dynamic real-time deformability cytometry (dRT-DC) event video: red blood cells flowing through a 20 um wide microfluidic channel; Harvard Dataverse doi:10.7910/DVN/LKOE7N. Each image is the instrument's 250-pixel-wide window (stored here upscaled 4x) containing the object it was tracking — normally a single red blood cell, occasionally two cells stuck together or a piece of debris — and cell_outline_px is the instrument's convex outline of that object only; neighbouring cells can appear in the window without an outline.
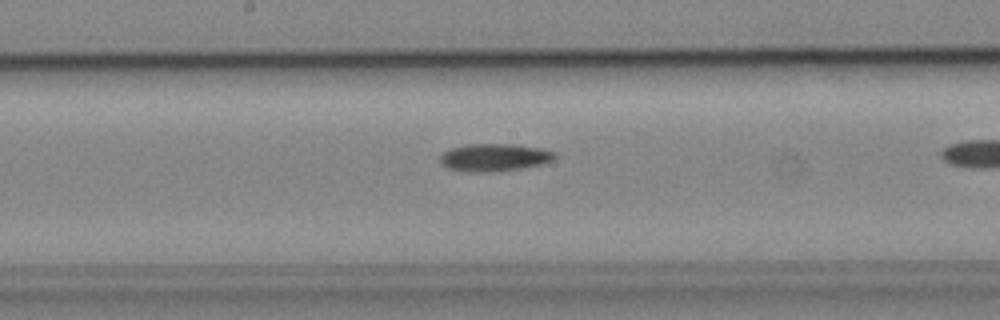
{"species": "common noctule bat (a hibernating species)", "species_latin": "Nyctalus noctula", "temperature_condition": "cold", "stored_images_in_passage": 29, "camera_frame_rate_fps": 3000, "um_per_image_px": 0.085, "animal": {"sex": "male", "body_mass_g": 19.2, "forearm_length_mm": 51.8}, "frame": {"image": 1, "passage_image": 21, "time_ms": 6.667, "image_size_px": [1000, 320], "cell_outline_px": [[556, 156], [552, 160], [540, 164], [524, 168], [492, 172], [468, 172], [448, 168], [440, 164], [440, 156], [448, 148], [464, 144], [512, 144], [540, 148], [556, 152]], "centroid_in_image_um": [41.98, 13.38], "position_along_channel_um": 206.2, "area_um2": 18.61}}